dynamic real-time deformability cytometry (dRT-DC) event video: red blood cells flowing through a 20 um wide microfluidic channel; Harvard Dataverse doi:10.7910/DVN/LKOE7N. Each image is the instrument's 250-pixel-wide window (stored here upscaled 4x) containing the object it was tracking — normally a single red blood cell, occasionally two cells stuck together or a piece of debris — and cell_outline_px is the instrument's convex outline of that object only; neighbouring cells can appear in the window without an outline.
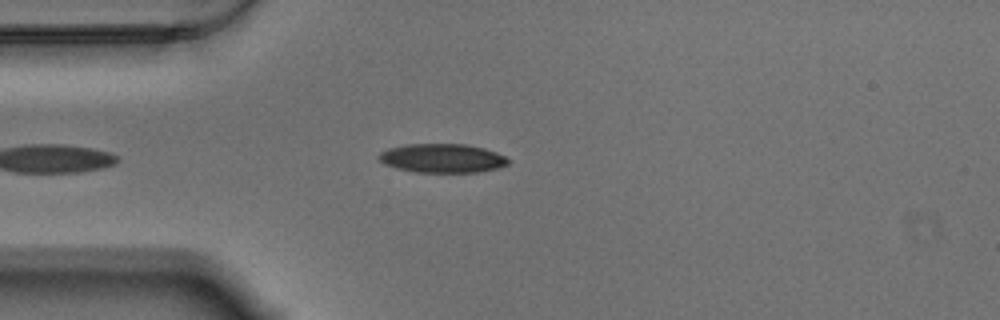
{"species": "Egyptian fruit bat (a non-hibernating species)", "species_latin": "Rousettus aegyptiacus", "temperature_condition": "warm", "stored_images_in_passage": 28, "camera_frame_rate_fps": 3000, "um_per_image_px": 0.085, "animal": {"sex": "male"}, "frame": {"image": 1, "passage_image": 2, "time_ms": 0.333, "image_size_px": [1000, 320], "cell_outline_px": [[508, 164], [500, 168], [476, 172], [412, 172], [396, 168], [384, 164], [376, 156], [380, 152], [388, 148], [404, 144], [464, 144], [484, 148], [496, 152], [504, 156], [508, 160]], "centroid_in_image_um": [37.55, 13.45], "position_along_channel_um": 47.4, "area_um2": 21.91}}
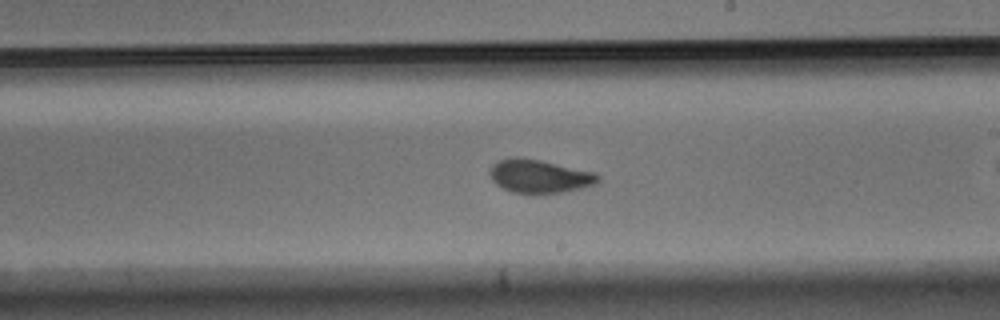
{"frame": {"image": 2, "passage_image": 16, "time_ms": 5.0, "image_size_px": [1000, 320], "cell_outline_px": [[600, 180], [596, 184], [564, 192], [512, 192], [496, 184], [492, 180], [488, 172], [492, 164], [500, 160], [516, 156], [520, 156], [540, 160], [596, 172], [600, 176]], "centroid_in_image_um": [45.85, 14.95], "position_along_channel_um": 243.1, "area_um2": 20.92}}
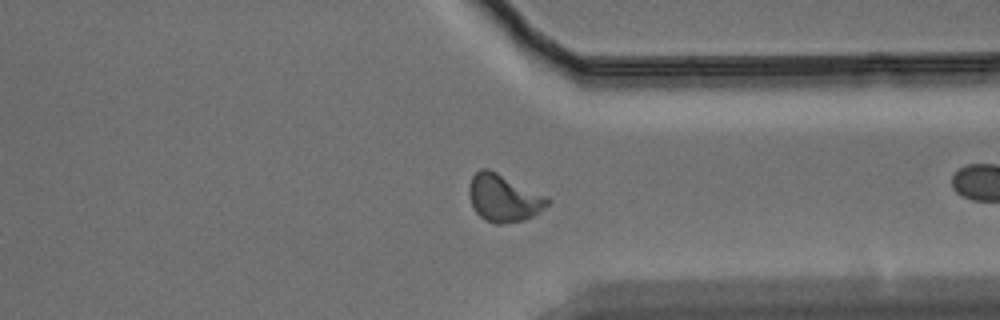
{"frame": {"image": 3, "passage_image": 27, "time_ms": 8.667, "image_size_px": [1000, 320], "cell_outline_px": [[552, 200], [540, 212], [524, 220], [500, 224], [496, 224], [484, 220], [472, 208], [468, 196], [468, 188], [472, 176], [480, 168], [488, 168], [548, 196]], "centroid_in_image_um": [42.8, 16.83], "position_along_channel_um": 368.6, "area_um2": 21.91}}